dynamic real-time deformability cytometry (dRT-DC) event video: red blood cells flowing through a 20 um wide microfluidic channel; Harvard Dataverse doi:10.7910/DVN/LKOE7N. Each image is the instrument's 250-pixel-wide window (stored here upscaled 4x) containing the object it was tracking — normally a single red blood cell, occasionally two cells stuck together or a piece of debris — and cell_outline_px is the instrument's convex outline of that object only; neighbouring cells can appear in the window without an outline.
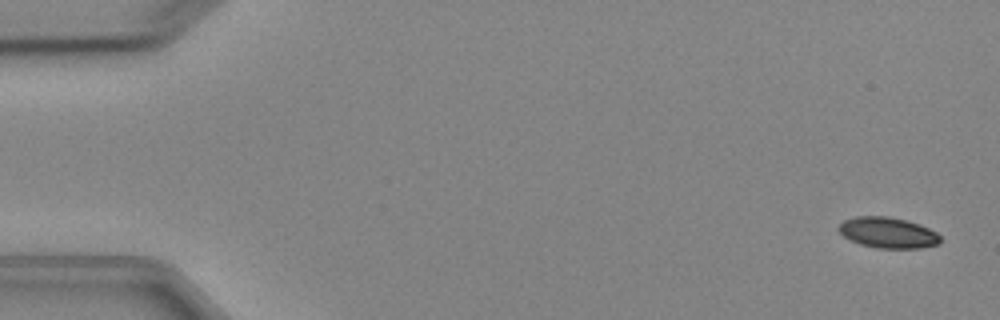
{"species": "Egyptian fruit bat (a non-hibernating species)", "species_latin": "Rousettus aegyptiacus", "temperature_condition": "cold", "stored_images_in_passage": 4, "camera_frame_rate_fps": 3000, "um_per_image_px": 0.085, "animal": {"sex": "female"}, "frame": {"image": 1, "passage_image": 1, "time_ms": 0.0, "image_size_px": [1000, 320], "cell_outline_px": [[940, 240], [936, 244], [920, 248], [876, 248], [860, 244], [844, 236], [836, 228], [844, 220], [856, 216], [888, 216], [904, 220], [928, 228], [936, 232], [940, 236]], "centroid_in_image_um": [75.43, 19.77], "position_along_channel_um": 9.6, "area_um2": 17.98}}
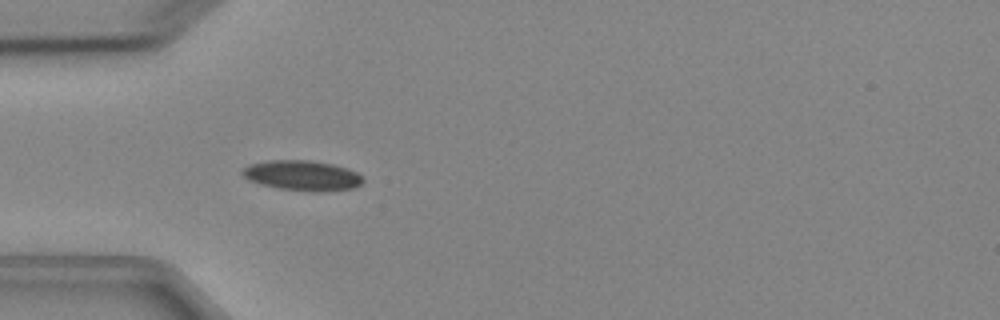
{"frame": {"image": 2, "passage_image": 4, "time_ms": 4.667, "image_size_px": [1000, 320], "cell_outline_px": [[364, 180], [360, 184], [352, 188], [320, 192], [312, 192], [280, 188], [260, 184], [248, 180], [240, 172], [248, 164], [268, 160], [308, 160], [332, 164], [356, 172]], "centroid_in_image_um": [25.64, 14.92], "position_along_channel_um": 59.4, "area_um2": 21.04}}